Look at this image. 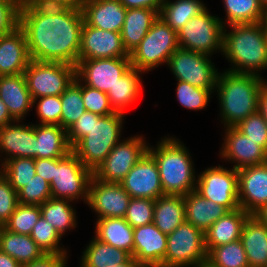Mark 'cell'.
I'll return each mask as SVG.
<instances>
[{
	"mask_svg": "<svg viewBox=\"0 0 267 267\" xmlns=\"http://www.w3.org/2000/svg\"><path fill=\"white\" fill-rule=\"evenodd\" d=\"M84 16L81 8H71L58 16L19 15L31 60L78 63Z\"/></svg>",
	"mask_w": 267,
	"mask_h": 267,
	"instance_id": "obj_1",
	"label": "cell"
},
{
	"mask_svg": "<svg viewBox=\"0 0 267 267\" xmlns=\"http://www.w3.org/2000/svg\"><path fill=\"white\" fill-rule=\"evenodd\" d=\"M223 32L222 54L232 63L227 71L261 76L267 69V31L263 22L234 24Z\"/></svg>",
	"mask_w": 267,
	"mask_h": 267,
	"instance_id": "obj_2",
	"label": "cell"
},
{
	"mask_svg": "<svg viewBox=\"0 0 267 267\" xmlns=\"http://www.w3.org/2000/svg\"><path fill=\"white\" fill-rule=\"evenodd\" d=\"M266 79L255 74L219 73L216 89L224 128L235 127L258 111L259 96Z\"/></svg>",
	"mask_w": 267,
	"mask_h": 267,
	"instance_id": "obj_3",
	"label": "cell"
},
{
	"mask_svg": "<svg viewBox=\"0 0 267 267\" xmlns=\"http://www.w3.org/2000/svg\"><path fill=\"white\" fill-rule=\"evenodd\" d=\"M148 152L157 163L164 195H186L196 190V175L189 150L177 138L165 137Z\"/></svg>",
	"mask_w": 267,
	"mask_h": 267,
	"instance_id": "obj_4",
	"label": "cell"
},
{
	"mask_svg": "<svg viewBox=\"0 0 267 267\" xmlns=\"http://www.w3.org/2000/svg\"><path fill=\"white\" fill-rule=\"evenodd\" d=\"M124 117L117 112L106 116L92 113V127L72 148V152L93 173L120 141Z\"/></svg>",
	"mask_w": 267,
	"mask_h": 267,
	"instance_id": "obj_5",
	"label": "cell"
},
{
	"mask_svg": "<svg viewBox=\"0 0 267 267\" xmlns=\"http://www.w3.org/2000/svg\"><path fill=\"white\" fill-rule=\"evenodd\" d=\"M178 47L177 32L158 17L139 45L129 54L131 66L144 73L155 69L167 63Z\"/></svg>",
	"mask_w": 267,
	"mask_h": 267,
	"instance_id": "obj_6",
	"label": "cell"
},
{
	"mask_svg": "<svg viewBox=\"0 0 267 267\" xmlns=\"http://www.w3.org/2000/svg\"><path fill=\"white\" fill-rule=\"evenodd\" d=\"M92 177L93 172L86 168L72 151L63 158H54L51 196L71 201L83 199L87 204Z\"/></svg>",
	"mask_w": 267,
	"mask_h": 267,
	"instance_id": "obj_7",
	"label": "cell"
},
{
	"mask_svg": "<svg viewBox=\"0 0 267 267\" xmlns=\"http://www.w3.org/2000/svg\"><path fill=\"white\" fill-rule=\"evenodd\" d=\"M205 233L184 221L167 235L163 267H193L207 261Z\"/></svg>",
	"mask_w": 267,
	"mask_h": 267,
	"instance_id": "obj_8",
	"label": "cell"
},
{
	"mask_svg": "<svg viewBox=\"0 0 267 267\" xmlns=\"http://www.w3.org/2000/svg\"><path fill=\"white\" fill-rule=\"evenodd\" d=\"M24 75L32 100L59 96L76 78V66L63 62L31 60Z\"/></svg>",
	"mask_w": 267,
	"mask_h": 267,
	"instance_id": "obj_9",
	"label": "cell"
},
{
	"mask_svg": "<svg viewBox=\"0 0 267 267\" xmlns=\"http://www.w3.org/2000/svg\"><path fill=\"white\" fill-rule=\"evenodd\" d=\"M207 8L192 17L178 32L179 47L210 56L223 50L224 25Z\"/></svg>",
	"mask_w": 267,
	"mask_h": 267,
	"instance_id": "obj_10",
	"label": "cell"
},
{
	"mask_svg": "<svg viewBox=\"0 0 267 267\" xmlns=\"http://www.w3.org/2000/svg\"><path fill=\"white\" fill-rule=\"evenodd\" d=\"M210 56L178 47L167 65L176 80L187 82L202 89H216L220 72L209 59Z\"/></svg>",
	"mask_w": 267,
	"mask_h": 267,
	"instance_id": "obj_11",
	"label": "cell"
},
{
	"mask_svg": "<svg viewBox=\"0 0 267 267\" xmlns=\"http://www.w3.org/2000/svg\"><path fill=\"white\" fill-rule=\"evenodd\" d=\"M143 136H133L122 139L107 155L103 163L96 169L93 176L104 182L120 183L131 168L148 151ZM146 142V143H145Z\"/></svg>",
	"mask_w": 267,
	"mask_h": 267,
	"instance_id": "obj_12",
	"label": "cell"
},
{
	"mask_svg": "<svg viewBox=\"0 0 267 267\" xmlns=\"http://www.w3.org/2000/svg\"><path fill=\"white\" fill-rule=\"evenodd\" d=\"M196 191L229 211L239 209L238 170L223 166L209 167L197 176Z\"/></svg>",
	"mask_w": 267,
	"mask_h": 267,
	"instance_id": "obj_13",
	"label": "cell"
},
{
	"mask_svg": "<svg viewBox=\"0 0 267 267\" xmlns=\"http://www.w3.org/2000/svg\"><path fill=\"white\" fill-rule=\"evenodd\" d=\"M130 67V57L78 60L76 77L84 85L107 93Z\"/></svg>",
	"mask_w": 267,
	"mask_h": 267,
	"instance_id": "obj_14",
	"label": "cell"
},
{
	"mask_svg": "<svg viewBox=\"0 0 267 267\" xmlns=\"http://www.w3.org/2000/svg\"><path fill=\"white\" fill-rule=\"evenodd\" d=\"M130 199L120 183L91 178L87 205L96 212L97 219L124 218Z\"/></svg>",
	"mask_w": 267,
	"mask_h": 267,
	"instance_id": "obj_15",
	"label": "cell"
},
{
	"mask_svg": "<svg viewBox=\"0 0 267 267\" xmlns=\"http://www.w3.org/2000/svg\"><path fill=\"white\" fill-rule=\"evenodd\" d=\"M120 184L131 198L156 200L164 196L157 163L148 151L131 168Z\"/></svg>",
	"mask_w": 267,
	"mask_h": 267,
	"instance_id": "obj_16",
	"label": "cell"
},
{
	"mask_svg": "<svg viewBox=\"0 0 267 267\" xmlns=\"http://www.w3.org/2000/svg\"><path fill=\"white\" fill-rule=\"evenodd\" d=\"M130 57L123 47L121 33L89 26L81 32L78 60Z\"/></svg>",
	"mask_w": 267,
	"mask_h": 267,
	"instance_id": "obj_17",
	"label": "cell"
},
{
	"mask_svg": "<svg viewBox=\"0 0 267 267\" xmlns=\"http://www.w3.org/2000/svg\"><path fill=\"white\" fill-rule=\"evenodd\" d=\"M224 134L220 156L229 163L232 161L234 163L232 168L240 170L267 162V151L236 127H226Z\"/></svg>",
	"mask_w": 267,
	"mask_h": 267,
	"instance_id": "obj_18",
	"label": "cell"
},
{
	"mask_svg": "<svg viewBox=\"0 0 267 267\" xmlns=\"http://www.w3.org/2000/svg\"><path fill=\"white\" fill-rule=\"evenodd\" d=\"M238 202L250 215L267 204V162L238 170Z\"/></svg>",
	"mask_w": 267,
	"mask_h": 267,
	"instance_id": "obj_19",
	"label": "cell"
},
{
	"mask_svg": "<svg viewBox=\"0 0 267 267\" xmlns=\"http://www.w3.org/2000/svg\"><path fill=\"white\" fill-rule=\"evenodd\" d=\"M133 254L142 267H163L167 250V235L154 223L135 227Z\"/></svg>",
	"mask_w": 267,
	"mask_h": 267,
	"instance_id": "obj_20",
	"label": "cell"
},
{
	"mask_svg": "<svg viewBox=\"0 0 267 267\" xmlns=\"http://www.w3.org/2000/svg\"><path fill=\"white\" fill-rule=\"evenodd\" d=\"M20 122L16 120L0 128V153L6 155L3 160L0 159L3 161L0 166L11 158L35 159V124L24 125Z\"/></svg>",
	"mask_w": 267,
	"mask_h": 267,
	"instance_id": "obj_21",
	"label": "cell"
},
{
	"mask_svg": "<svg viewBox=\"0 0 267 267\" xmlns=\"http://www.w3.org/2000/svg\"><path fill=\"white\" fill-rule=\"evenodd\" d=\"M30 61L26 35L20 26L0 36V76L24 74Z\"/></svg>",
	"mask_w": 267,
	"mask_h": 267,
	"instance_id": "obj_22",
	"label": "cell"
},
{
	"mask_svg": "<svg viewBox=\"0 0 267 267\" xmlns=\"http://www.w3.org/2000/svg\"><path fill=\"white\" fill-rule=\"evenodd\" d=\"M0 98L15 121H23L25 115L33 108V100L24 74L0 76Z\"/></svg>",
	"mask_w": 267,
	"mask_h": 267,
	"instance_id": "obj_23",
	"label": "cell"
},
{
	"mask_svg": "<svg viewBox=\"0 0 267 267\" xmlns=\"http://www.w3.org/2000/svg\"><path fill=\"white\" fill-rule=\"evenodd\" d=\"M81 9L89 26L121 32L127 9L119 0H97L86 3Z\"/></svg>",
	"mask_w": 267,
	"mask_h": 267,
	"instance_id": "obj_24",
	"label": "cell"
},
{
	"mask_svg": "<svg viewBox=\"0 0 267 267\" xmlns=\"http://www.w3.org/2000/svg\"><path fill=\"white\" fill-rule=\"evenodd\" d=\"M185 221L204 233L229 210L206 199L196 190L184 195Z\"/></svg>",
	"mask_w": 267,
	"mask_h": 267,
	"instance_id": "obj_25",
	"label": "cell"
},
{
	"mask_svg": "<svg viewBox=\"0 0 267 267\" xmlns=\"http://www.w3.org/2000/svg\"><path fill=\"white\" fill-rule=\"evenodd\" d=\"M249 216V213L239 208L219 218L205 232L207 252L209 253L214 247L240 240L244 222Z\"/></svg>",
	"mask_w": 267,
	"mask_h": 267,
	"instance_id": "obj_26",
	"label": "cell"
},
{
	"mask_svg": "<svg viewBox=\"0 0 267 267\" xmlns=\"http://www.w3.org/2000/svg\"><path fill=\"white\" fill-rule=\"evenodd\" d=\"M35 159L63 158L72 148L66 129L60 125L35 124Z\"/></svg>",
	"mask_w": 267,
	"mask_h": 267,
	"instance_id": "obj_27",
	"label": "cell"
},
{
	"mask_svg": "<svg viewBox=\"0 0 267 267\" xmlns=\"http://www.w3.org/2000/svg\"><path fill=\"white\" fill-rule=\"evenodd\" d=\"M240 240L249 267H267V227L254 215L244 222Z\"/></svg>",
	"mask_w": 267,
	"mask_h": 267,
	"instance_id": "obj_28",
	"label": "cell"
},
{
	"mask_svg": "<svg viewBox=\"0 0 267 267\" xmlns=\"http://www.w3.org/2000/svg\"><path fill=\"white\" fill-rule=\"evenodd\" d=\"M159 13L149 8L127 9L121 29L123 47L130 54L146 36Z\"/></svg>",
	"mask_w": 267,
	"mask_h": 267,
	"instance_id": "obj_29",
	"label": "cell"
},
{
	"mask_svg": "<svg viewBox=\"0 0 267 267\" xmlns=\"http://www.w3.org/2000/svg\"><path fill=\"white\" fill-rule=\"evenodd\" d=\"M142 73L144 72L131 66L109 89L107 96L114 112L125 114L124 110L138 100L142 92Z\"/></svg>",
	"mask_w": 267,
	"mask_h": 267,
	"instance_id": "obj_30",
	"label": "cell"
},
{
	"mask_svg": "<svg viewBox=\"0 0 267 267\" xmlns=\"http://www.w3.org/2000/svg\"><path fill=\"white\" fill-rule=\"evenodd\" d=\"M95 238L133 254L134 228L124 218H102L96 220Z\"/></svg>",
	"mask_w": 267,
	"mask_h": 267,
	"instance_id": "obj_31",
	"label": "cell"
},
{
	"mask_svg": "<svg viewBox=\"0 0 267 267\" xmlns=\"http://www.w3.org/2000/svg\"><path fill=\"white\" fill-rule=\"evenodd\" d=\"M184 221V196L164 195L155 200L153 223L162 233H172Z\"/></svg>",
	"mask_w": 267,
	"mask_h": 267,
	"instance_id": "obj_32",
	"label": "cell"
},
{
	"mask_svg": "<svg viewBox=\"0 0 267 267\" xmlns=\"http://www.w3.org/2000/svg\"><path fill=\"white\" fill-rule=\"evenodd\" d=\"M0 250L21 265L31 263L44 254L31 236L8 231L4 227H0Z\"/></svg>",
	"mask_w": 267,
	"mask_h": 267,
	"instance_id": "obj_33",
	"label": "cell"
},
{
	"mask_svg": "<svg viewBox=\"0 0 267 267\" xmlns=\"http://www.w3.org/2000/svg\"><path fill=\"white\" fill-rule=\"evenodd\" d=\"M80 267H112L127 262L130 253L112 247L93 237L86 249L83 250Z\"/></svg>",
	"mask_w": 267,
	"mask_h": 267,
	"instance_id": "obj_34",
	"label": "cell"
},
{
	"mask_svg": "<svg viewBox=\"0 0 267 267\" xmlns=\"http://www.w3.org/2000/svg\"><path fill=\"white\" fill-rule=\"evenodd\" d=\"M202 0H164L159 17L178 32L192 17L206 9Z\"/></svg>",
	"mask_w": 267,
	"mask_h": 267,
	"instance_id": "obj_35",
	"label": "cell"
},
{
	"mask_svg": "<svg viewBox=\"0 0 267 267\" xmlns=\"http://www.w3.org/2000/svg\"><path fill=\"white\" fill-rule=\"evenodd\" d=\"M70 202L72 201L68 199L49 198L40 205L41 215L61 237L77 224L76 211Z\"/></svg>",
	"mask_w": 267,
	"mask_h": 267,
	"instance_id": "obj_36",
	"label": "cell"
},
{
	"mask_svg": "<svg viewBox=\"0 0 267 267\" xmlns=\"http://www.w3.org/2000/svg\"><path fill=\"white\" fill-rule=\"evenodd\" d=\"M226 20L224 26L263 22L264 7L259 0H223ZM226 22V23H224Z\"/></svg>",
	"mask_w": 267,
	"mask_h": 267,
	"instance_id": "obj_37",
	"label": "cell"
},
{
	"mask_svg": "<svg viewBox=\"0 0 267 267\" xmlns=\"http://www.w3.org/2000/svg\"><path fill=\"white\" fill-rule=\"evenodd\" d=\"M62 113L60 126L68 129L86 111L82 98V82L76 77L60 95Z\"/></svg>",
	"mask_w": 267,
	"mask_h": 267,
	"instance_id": "obj_38",
	"label": "cell"
},
{
	"mask_svg": "<svg viewBox=\"0 0 267 267\" xmlns=\"http://www.w3.org/2000/svg\"><path fill=\"white\" fill-rule=\"evenodd\" d=\"M0 172L16 192L23 188L36 174L35 159L17 157L1 165Z\"/></svg>",
	"mask_w": 267,
	"mask_h": 267,
	"instance_id": "obj_39",
	"label": "cell"
},
{
	"mask_svg": "<svg viewBox=\"0 0 267 267\" xmlns=\"http://www.w3.org/2000/svg\"><path fill=\"white\" fill-rule=\"evenodd\" d=\"M214 267H249L241 240L214 247L207 256Z\"/></svg>",
	"mask_w": 267,
	"mask_h": 267,
	"instance_id": "obj_40",
	"label": "cell"
},
{
	"mask_svg": "<svg viewBox=\"0 0 267 267\" xmlns=\"http://www.w3.org/2000/svg\"><path fill=\"white\" fill-rule=\"evenodd\" d=\"M40 216V205L18 204L4 228L8 231L30 236Z\"/></svg>",
	"mask_w": 267,
	"mask_h": 267,
	"instance_id": "obj_41",
	"label": "cell"
},
{
	"mask_svg": "<svg viewBox=\"0 0 267 267\" xmlns=\"http://www.w3.org/2000/svg\"><path fill=\"white\" fill-rule=\"evenodd\" d=\"M31 238L36 244L44 251V253H56V254H67L65 248L60 247V240L62 237L55 230V228L47 222L41 215L38 222L34 225Z\"/></svg>",
	"mask_w": 267,
	"mask_h": 267,
	"instance_id": "obj_42",
	"label": "cell"
},
{
	"mask_svg": "<svg viewBox=\"0 0 267 267\" xmlns=\"http://www.w3.org/2000/svg\"><path fill=\"white\" fill-rule=\"evenodd\" d=\"M178 81L176 97L182 107L189 110L205 109L210 101L214 89H202L184 81Z\"/></svg>",
	"mask_w": 267,
	"mask_h": 267,
	"instance_id": "obj_43",
	"label": "cell"
},
{
	"mask_svg": "<svg viewBox=\"0 0 267 267\" xmlns=\"http://www.w3.org/2000/svg\"><path fill=\"white\" fill-rule=\"evenodd\" d=\"M18 203L29 205H41L51 196L50 183L40 175L35 174L33 178L18 192Z\"/></svg>",
	"mask_w": 267,
	"mask_h": 267,
	"instance_id": "obj_44",
	"label": "cell"
},
{
	"mask_svg": "<svg viewBox=\"0 0 267 267\" xmlns=\"http://www.w3.org/2000/svg\"><path fill=\"white\" fill-rule=\"evenodd\" d=\"M154 203L148 198H131L124 219L133 228L153 223Z\"/></svg>",
	"mask_w": 267,
	"mask_h": 267,
	"instance_id": "obj_45",
	"label": "cell"
},
{
	"mask_svg": "<svg viewBox=\"0 0 267 267\" xmlns=\"http://www.w3.org/2000/svg\"><path fill=\"white\" fill-rule=\"evenodd\" d=\"M71 7L54 0H24L19 15L58 16L67 13Z\"/></svg>",
	"mask_w": 267,
	"mask_h": 267,
	"instance_id": "obj_46",
	"label": "cell"
},
{
	"mask_svg": "<svg viewBox=\"0 0 267 267\" xmlns=\"http://www.w3.org/2000/svg\"><path fill=\"white\" fill-rule=\"evenodd\" d=\"M235 127L267 151V122L259 111L249 115Z\"/></svg>",
	"mask_w": 267,
	"mask_h": 267,
	"instance_id": "obj_47",
	"label": "cell"
},
{
	"mask_svg": "<svg viewBox=\"0 0 267 267\" xmlns=\"http://www.w3.org/2000/svg\"><path fill=\"white\" fill-rule=\"evenodd\" d=\"M36 102V113L40 119L39 124L60 125L62 113L60 95L33 99V106Z\"/></svg>",
	"mask_w": 267,
	"mask_h": 267,
	"instance_id": "obj_48",
	"label": "cell"
},
{
	"mask_svg": "<svg viewBox=\"0 0 267 267\" xmlns=\"http://www.w3.org/2000/svg\"><path fill=\"white\" fill-rule=\"evenodd\" d=\"M82 98L86 111L99 116L115 113L110 106L107 93L91 88L82 83Z\"/></svg>",
	"mask_w": 267,
	"mask_h": 267,
	"instance_id": "obj_49",
	"label": "cell"
},
{
	"mask_svg": "<svg viewBox=\"0 0 267 267\" xmlns=\"http://www.w3.org/2000/svg\"><path fill=\"white\" fill-rule=\"evenodd\" d=\"M18 204L17 192L0 172V227L9 221Z\"/></svg>",
	"mask_w": 267,
	"mask_h": 267,
	"instance_id": "obj_50",
	"label": "cell"
},
{
	"mask_svg": "<svg viewBox=\"0 0 267 267\" xmlns=\"http://www.w3.org/2000/svg\"><path fill=\"white\" fill-rule=\"evenodd\" d=\"M19 0H0V36L19 26Z\"/></svg>",
	"mask_w": 267,
	"mask_h": 267,
	"instance_id": "obj_51",
	"label": "cell"
},
{
	"mask_svg": "<svg viewBox=\"0 0 267 267\" xmlns=\"http://www.w3.org/2000/svg\"><path fill=\"white\" fill-rule=\"evenodd\" d=\"M92 127V112L85 111L77 121L66 130L67 138L71 148H73Z\"/></svg>",
	"mask_w": 267,
	"mask_h": 267,
	"instance_id": "obj_52",
	"label": "cell"
},
{
	"mask_svg": "<svg viewBox=\"0 0 267 267\" xmlns=\"http://www.w3.org/2000/svg\"><path fill=\"white\" fill-rule=\"evenodd\" d=\"M68 255L44 253L37 260L21 265V267H66Z\"/></svg>",
	"mask_w": 267,
	"mask_h": 267,
	"instance_id": "obj_53",
	"label": "cell"
},
{
	"mask_svg": "<svg viewBox=\"0 0 267 267\" xmlns=\"http://www.w3.org/2000/svg\"><path fill=\"white\" fill-rule=\"evenodd\" d=\"M36 174L51 183L54 173V158L35 159Z\"/></svg>",
	"mask_w": 267,
	"mask_h": 267,
	"instance_id": "obj_54",
	"label": "cell"
},
{
	"mask_svg": "<svg viewBox=\"0 0 267 267\" xmlns=\"http://www.w3.org/2000/svg\"><path fill=\"white\" fill-rule=\"evenodd\" d=\"M126 9L149 8L156 10L158 13L164 0H119Z\"/></svg>",
	"mask_w": 267,
	"mask_h": 267,
	"instance_id": "obj_55",
	"label": "cell"
},
{
	"mask_svg": "<svg viewBox=\"0 0 267 267\" xmlns=\"http://www.w3.org/2000/svg\"><path fill=\"white\" fill-rule=\"evenodd\" d=\"M258 111L263 115L267 122V81L264 83L260 92Z\"/></svg>",
	"mask_w": 267,
	"mask_h": 267,
	"instance_id": "obj_56",
	"label": "cell"
},
{
	"mask_svg": "<svg viewBox=\"0 0 267 267\" xmlns=\"http://www.w3.org/2000/svg\"><path fill=\"white\" fill-rule=\"evenodd\" d=\"M14 121L15 120L10 115L6 104L0 98V128Z\"/></svg>",
	"mask_w": 267,
	"mask_h": 267,
	"instance_id": "obj_57",
	"label": "cell"
},
{
	"mask_svg": "<svg viewBox=\"0 0 267 267\" xmlns=\"http://www.w3.org/2000/svg\"><path fill=\"white\" fill-rule=\"evenodd\" d=\"M0 267H21V264L0 250Z\"/></svg>",
	"mask_w": 267,
	"mask_h": 267,
	"instance_id": "obj_58",
	"label": "cell"
},
{
	"mask_svg": "<svg viewBox=\"0 0 267 267\" xmlns=\"http://www.w3.org/2000/svg\"><path fill=\"white\" fill-rule=\"evenodd\" d=\"M263 225L267 227V204L253 214Z\"/></svg>",
	"mask_w": 267,
	"mask_h": 267,
	"instance_id": "obj_59",
	"label": "cell"
},
{
	"mask_svg": "<svg viewBox=\"0 0 267 267\" xmlns=\"http://www.w3.org/2000/svg\"><path fill=\"white\" fill-rule=\"evenodd\" d=\"M112 267H142L134 257H131L127 262L113 265Z\"/></svg>",
	"mask_w": 267,
	"mask_h": 267,
	"instance_id": "obj_60",
	"label": "cell"
},
{
	"mask_svg": "<svg viewBox=\"0 0 267 267\" xmlns=\"http://www.w3.org/2000/svg\"><path fill=\"white\" fill-rule=\"evenodd\" d=\"M59 1L61 3L69 5L71 8H81L77 3L76 0H54Z\"/></svg>",
	"mask_w": 267,
	"mask_h": 267,
	"instance_id": "obj_61",
	"label": "cell"
},
{
	"mask_svg": "<svg viewBox=\"0 0 267 267\" xmlns=\"http://www.w3.org/2000/svg\"><path fill=\"white\" fill-rule=\"evenodd\" d=\"M193 267H214L209 261H204L200 264H197Z\"/></svg>",
	"mask_w": 267,
	"mask_h": 267,
	"instance_id": "obj_62",
	"label": "cell"
},
{
	"mask_svg": "<svg viewBox=\"0 0 267 267\" xmlns=\"http://www.w3.org/2000/svg\"><path fill=\"white\" fill-rule=\"evenodd\" d=\"M97 0H76V3L82 8L86 3L93 2Z\"/></svg>",
	"mask_w": 267,
	"mask_h": 267,
	"instance_id": "obj_63",
	"label": "cell"
},
{
	"mask_svg": "<svg viewBox=\"0 0 267 267\" xmlns=\"http://www.w3.org/2000/svg\"><path fill=\"white\" fill-rule=\"evenodd\" d=\"M263 23H264L266 31H267V8H265Z\"/></svg>",
	"mask_w": 267,
	"mask_h": 267,
	"instance_id": "obj_64",
	"label": "cell"
},
{
	"mask_svg": "<svg viewBox=\"0 0 267 267\" xmlns=\"http://www.w3.org/2000/svg\"><path fill=\"white\" fill-rule=\"evenodd\" d=\"M260 4L265 8H267V0H259Z\"/></svg>",
	"mask_w": 267,
	"mask_h": 267,
	"instance_id": "obj_65",
	"label": "cell"
}]
</instances>
